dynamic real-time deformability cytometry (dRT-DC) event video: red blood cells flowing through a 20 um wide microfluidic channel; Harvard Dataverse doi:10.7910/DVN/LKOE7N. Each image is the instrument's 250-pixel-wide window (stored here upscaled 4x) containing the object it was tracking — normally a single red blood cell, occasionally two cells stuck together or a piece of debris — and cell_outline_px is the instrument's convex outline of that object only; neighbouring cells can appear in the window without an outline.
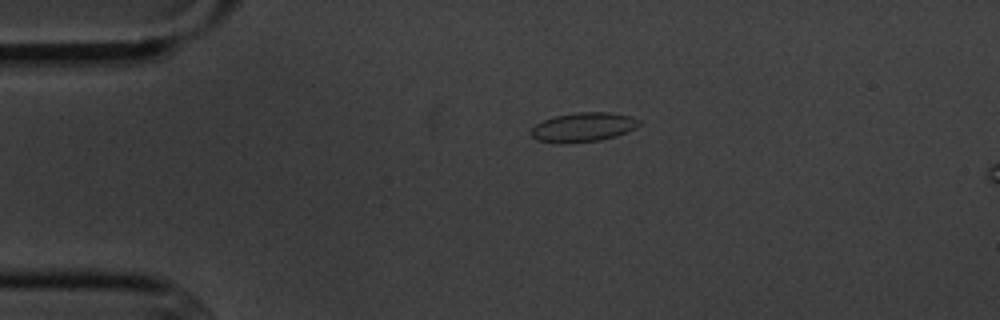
{"species": "common noctule bat (a hibernating species)", "species_latin": "Nyctalus noctula", "temperature_condition": "cold", "stored_images_in_passage": 2, "camera_frame_rate_fps": 3000, "um_per_image_px": 0.085, "animal": {"sex": "male", "body_mass_g": 20.1, "forearm_length_mm": 53.5}, "frame": {"image": 1, "passage_image": 1, "time_ms": 0.0, "image_size_px": [1000, 320], "cell_outline_px": [[640, 124], [636, 128], [628, 132], [616, 136], [600, 140], [556, 144], [536, 140], [532, 136], [532, 128], [536, 124], [544, 120], [556, 116], [576, 112], [608, 112], [628, 116], [640, 120]], "centroid_in_image_um": [49.57, 10.82], "position_along_channel_um": 35.4, "area_um2": 18.38}}